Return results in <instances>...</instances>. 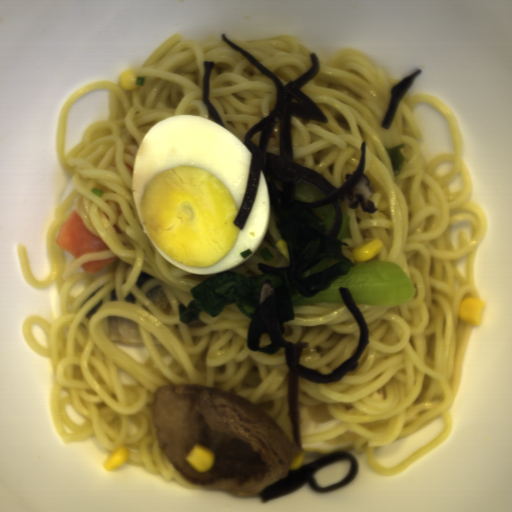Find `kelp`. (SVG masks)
<instances>
[{
    "label": "kelp",
    "instance_id": "obj_8",
    "mask_svg": "<svg viewBox=\"0 0 512 512\" xmlns=\"http://www.w3.org/2000/svg\"><path fill=\"white\" fill-rule=\"evenodd\" d=\"M116 300H117L116 289H113L111 292V301H116Z\"/></svg>",
    "mask_w": 512,
    "mask_h": 512
},
{
    "label": "kelp",
    "instance_id": "obj_7",
    "mask_svg": "<svg viewBox=\"0 0 512 512\" xmlns=\"http://www.w3.org/2000/svg\"><path fill=\"white\" fill-rule=\"evenodd\" d=\"M126 302L135 303L136 302V298L131 293H129L127 295V297H126Z\"/></svg>",
    "mask_w": 512,
    "mask_h": 512
},
{
    "label": "kelp",
    "instance_id": "obj_6",
    "mask_svg": "<svg viewBox=\"0 0 512 512\" xmlns=\"http://www.w3.org/2000/svg\"><path fill=\"white\" fill-rule=\"evenodd\" d=\"M101 305H102V300H100V301L98 302V304H97V305H96V306H95V307H94V308H93V309H92V310H91V311L86 315V317L90 319V317H91L92 313H93L95 310H97V308H98V307H101Z\"/></svg>",
    "mask_w": 512,
    "mask_h": 512
},
{
    "label": "kelp",
    "instance_id": "obj_3",
    "mask_svg": "<svg viewBox=\"0 0 512 512\" xmlns=\"http://www.w3.org/2000/svg\"><path fill=\"white\" fill-rule=\"evenodd\" d=\"M422 71L421 68L416 69L413 73L391 87L389 105L380 125L381 129L387 130L391 128L400 101L412 86L416 76L422 73Z\"/></svg>",
    "mask_w": 512,
    "mask_h": 512
},
{
    "label": "kelp",
    "instance_id": "obj_5",
    "mask_svg": "<svg viewBox=\"0 0 512 512\" xmlns=\"http://www.w3.org/2000/svg\"><path fill=\"white\" fill-rule=\"evenodd\" d=\"M153 279H156V278L150 274H146V273L142 272V273H140V275L138 277L136 285H137V287L140 288L145 282H147L148 280H153Z\"/></svg>",
    "mask_w": 512,
    "mask_h": 512
},
{
    "label": "kelp",
    "instance_id": "obj_1",
    "mask_svg": "<svg viewBox=\"0 0 512 512\" xmlns=\"http://www.w3.org/2000/svg\"><path fill=\"white\" fill-rule=\"evenodd\" d=\"M221 41L243 55L275 86L276 99L273 110L249 128L242 139L251 153L246 190L232 225L242 231L247 223L258 193L261 172L266 179L270 210L275 229L285 243L289 262L287 266H267L257 262L263 275L278 278V285L258 303L251 317L246 335L247 349L274 355L283 351L287 367L288 418L292 440L302 448L299 423V377L316 383L339 381L348 372L355 370L367 345H369L368 323L356 305L349 288L339 286L337 291L347 310L359 328L357 347L352 356L341 362L330 373L300 364L308 342H289L283 336L285 322L294 320L292 297L300 295L312 298L328 289L338 276H346L354 267L352 259L343 254L347 242L337 239L342 228L345 202L349 209H358L364 214H373L378 207L367 198L372 193L369 176L364 174L366 164V141L360 144V160L352 173H345V181L335 186L321 173L300 165L293 160L291 116L301 124L317 121L327 124L326 113L302 90L319 72L320 60L316 53L309 52L310 66L306 72L282 83L271 71L247 51L220 34ZM361 176L365 177L368 196L353 193ZM331 260L338 263L327 269Z\"/></svg>",
    "mask_w": 512,
    "mask_h": 512
},
{
    "label": "kelp",
    "instance_id": "obj_2",
    "mask_svg": "<svg viewBox=\"0 0 512 512\" xmlns=\"http://www.w3.org/2000/svg\"><path fill=\"white\" fill-rule=\"evenodd\" d=\"M340 459L351 461L352 467L347 477L339 484L331 485L326 488L317 486L314 477L315 472ZM359 468L360 464L355 455L345 451H337L326 456H321L308 464L301 465L300 468L289 470L288 476L285 479L274 480L258 492L257 496L261 498L264 503H267L269 500L294 492L306 483H309L311 489L321 493L335 491L353 482L359 472Z\"/></svg>",
    "mask_w": 512,
    "mask_h": 512
},
{
    "label": "kelp",
    "instance_id": "obj_4",
    "mask_svg": "<svg viewBox=\"0 0 512 512\" xmlns=\"http://www.w3.org/2000/svg\"><path fill=\"white\" fill-rule=\"evenodd\" d=\"M203 66L205 74L202 78V101L207 108L208 119L218 123L224 128L225 126L223 124L222 118L210 100V77L215 63L214 61H204Z\"/></svg>",
    "mask_w": 512,
    "mask_h": 512
}]
</instances>
